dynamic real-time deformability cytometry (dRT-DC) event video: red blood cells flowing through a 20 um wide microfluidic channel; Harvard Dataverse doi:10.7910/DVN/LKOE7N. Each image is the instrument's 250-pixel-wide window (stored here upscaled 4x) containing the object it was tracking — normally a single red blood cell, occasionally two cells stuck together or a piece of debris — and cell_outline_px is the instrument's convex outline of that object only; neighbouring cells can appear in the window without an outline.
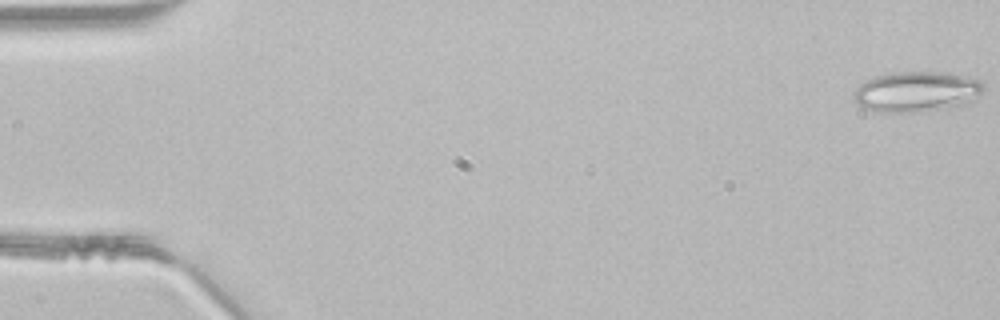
{"species": "common noctule bat (a hibernating species)", "species_latin": "Nyctalus noctula", "temperature_condition": "room temperature", "stored_images_in_passage": 47, "camera_frame_rate_fps": 3000, "um_per_image_px": 0.085, "animal": {"sex": "male", "body_mass_g": 21.5, "forearm_length_mm": 52.0}, "frame": {"image": 1, "passage_image": 1, "time_ms": 0.0, "image_size_px": [1000, 320], "cell_outline_px": [[984, 88], [976, 100], [968, 104], [944, 108], [916, 112], [876, 112], [864, 108], [856, 104], [852, 100], [852, 92], [864, 80], [888, 72], [948, 72], [980, 80], [984, 84]], "centroid_in_image_um": [77.88, 7.79], "position_along_channel_um": 7.1, "area_um2": 31.15}}
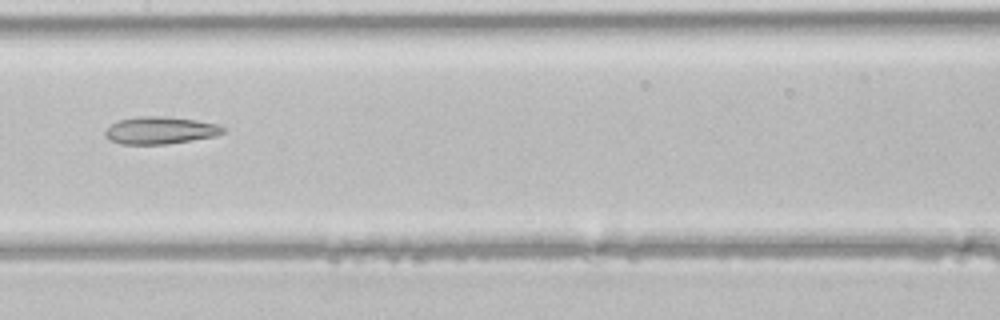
{"frame": {"image": 2, "passage_image": 24, "time_ms": 7.667, "image_size_px": [1000, 320], "cell_outline_px": [[224, 132], [216, 136], [164, 144], [120, 144], [104, 136], [104, 132], [112, 124], [120, 120], [136, 116], [164, 116], [196, 120], [216, 124], [224, 128]], "centroid_in_image_um": [13.6, 11.07], "position_along_channel_um": 193.8, "area_um2": 18.55}}
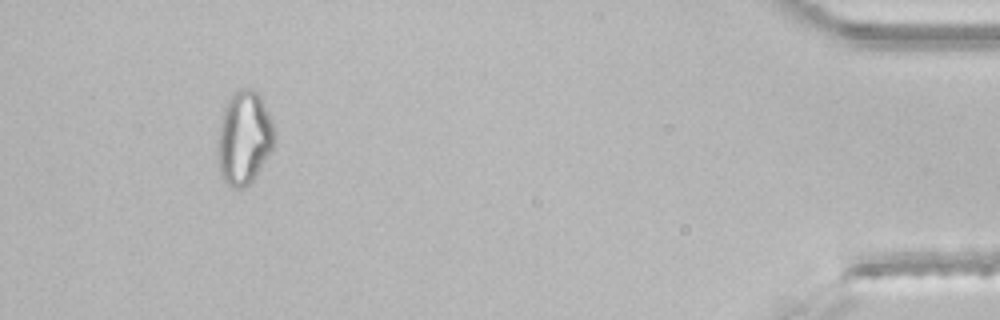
{"frame": {"image": 3, "passage_image": 44, "time_ms": 14.333, "image_size_px": [1000, 320], "cell_outline_px": [[276, 140], [272, 148], [252, 180], [244, 188], [232, 188], [220, 176], [216, 160], [216, 140], [220, 120], [224, 108], [232, 92], [240, 88], [248, 88], [256, 92], [260, 96], [272, 120], [276, 132]], "centroid_in_image_um": [20.7, 11.71], "position_along_channel_um": 414.5, "area_um2": 31.39}}